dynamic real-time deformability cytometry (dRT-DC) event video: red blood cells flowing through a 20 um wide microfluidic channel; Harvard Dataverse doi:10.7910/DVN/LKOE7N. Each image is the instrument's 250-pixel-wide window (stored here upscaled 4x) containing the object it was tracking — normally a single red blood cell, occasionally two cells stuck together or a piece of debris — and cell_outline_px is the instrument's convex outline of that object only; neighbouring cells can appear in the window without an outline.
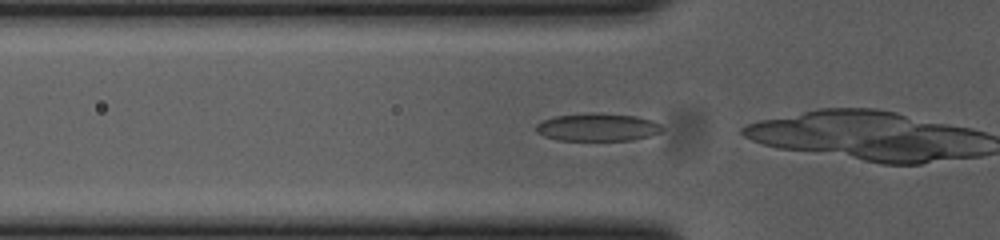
{"species": "common noctule bat (a hibernating species)", "species_latin": "Nyctalus noctula", "temperature_condition": "cold", "stored_images_in_passage": 35, "camera_frame_rate_fps": 3000, "um_per_image_px": 0.085, "animal": {"sex": "female", "body_mass_g": 23.0, "forearm_length_mm": 53.4}, "frame": {"image": 1, "passage_image": 14, "time_ms": 4.333, "image_size_px": [1000, 240], "cell_outline_px": [[664, 128], [660, 132], [652, 136], [632, 140], [560, 140], [544, 136], [536, 132], [536, 124], [544, 120], [556, 116], [588, 112], [600, 112], [636, 116], [652, 120], [660, 124]], "centroid_in_image_um": [50.82, 10.8], "position_along_channel_um": 75.0, "area_um2": 20.63}}
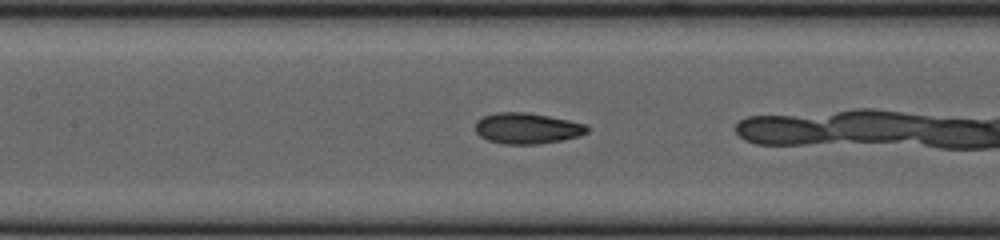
{"frame": {"image": 2, "passage_image": 21, "time_ms": 6.667, "image_size_px": [1000, 240], "cell_outline_px": [[588, 132], [580, 136], [560, 140], [536, 144], [504, 144], [488, 140], [480, 136], [476, 132], [476, 120], [480, 116], [496, 112], [528, 112], [588, 124]], "centroid_in_image_um": [44.79, 10.89], "position_along_channel_um": 162.6, "area_um2": 20.23}}
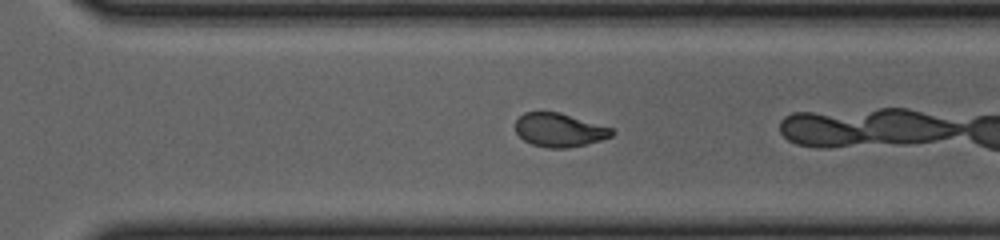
{"frame": {"image": 3, "passage_image": 34, "time_ms": 11.0, "image_size_px": [1000, 240], "cell_outline_px": [[616, 132], [612, 136], [600, 140], [568, 148], [548, 148], [532, 144], [524, 140], [516, 132], [516, 120], [524, 112], [560, 112], [612, 128]], "centroid_in_image_um": [47.55, 11.05], "position_along_channel_um": 323.1, "area_um2": 18.79}}